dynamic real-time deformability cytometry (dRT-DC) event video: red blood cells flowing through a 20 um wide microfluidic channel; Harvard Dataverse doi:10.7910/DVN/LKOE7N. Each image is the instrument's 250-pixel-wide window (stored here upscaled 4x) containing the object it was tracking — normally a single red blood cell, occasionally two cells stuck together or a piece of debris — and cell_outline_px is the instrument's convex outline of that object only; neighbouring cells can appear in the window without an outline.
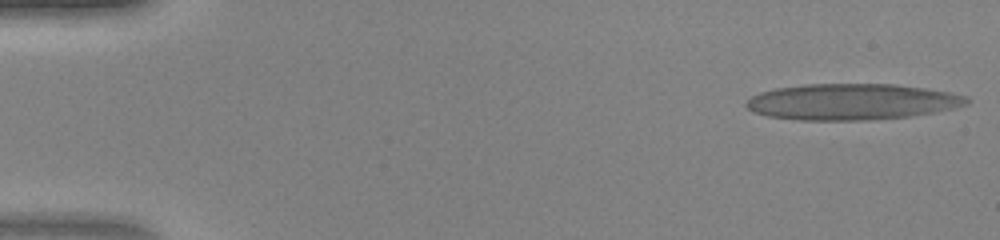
{"species": "human", "species_latin": "Homo sapiens", "temperature_condition": "warm", "stored_images_in_passage": 46, "camera_frame_rate_fps": 3000, "um_per_image_px": 0.085, "donor": {"sex": "female"}, "frame": {"image": 1, "passage_image": 1, "time_ms": 0.0, "image_size_px": [1000, 240], "cell_outline_px": [[968, 104], [936, 112], [908, 116], [868, 120], [800, 120], [768, 116], [752, 112], [744, 104], [752, 96], [760, 92], [776, 88], [804, 84], [896, 84], [924, 88], [948, 92], [968, 96]], "centroid_in_image_um": [72.38, 8.65], "position_along_channel_um": 12.6, "area_um2": 46.36}}
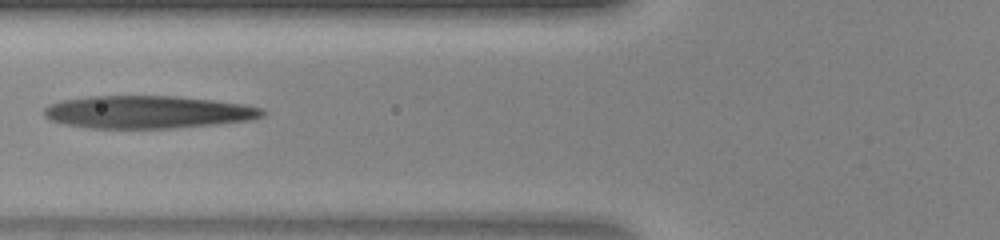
{"frame": {"image": 2, "passage_image": 18, "time_ms": 5.667, "image_size_px": [1000, 240], "cell_outline_px": [[268, 112], [264, 116], [252, 120], [216, 124], [176, 128], [88, 128], [64, 124], [48, 120], [44, 116], [44, 108], [48, 104], [60, 100], [88, 96], [176, 96], [212, 100], [244, 104], [264, 108]], "centroid_in_image_um": [12.56, 9.52], "position_along_channel_um": 113.2, "area_um2": 42.08}}
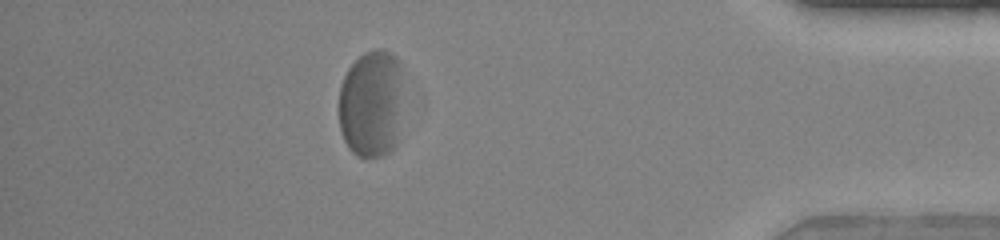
{"frame": {"image": 3, "passage_image": 41, "time_ms": 13.333, "image_size_px": [1000, 240], "cell_outline_px": [[400, 84], [396, 148], [380, 156], [364, 160], [356, 156], [348, 148], [340, 132], [340, 84], [348, 68], [364, 52], [376, 48], [380, 48], [396, 56], [400, 64]], "centroid_in_image_um": [31.52, 8.85], "position_along_channel_um": 403.7, "area_um2": 40.4}}